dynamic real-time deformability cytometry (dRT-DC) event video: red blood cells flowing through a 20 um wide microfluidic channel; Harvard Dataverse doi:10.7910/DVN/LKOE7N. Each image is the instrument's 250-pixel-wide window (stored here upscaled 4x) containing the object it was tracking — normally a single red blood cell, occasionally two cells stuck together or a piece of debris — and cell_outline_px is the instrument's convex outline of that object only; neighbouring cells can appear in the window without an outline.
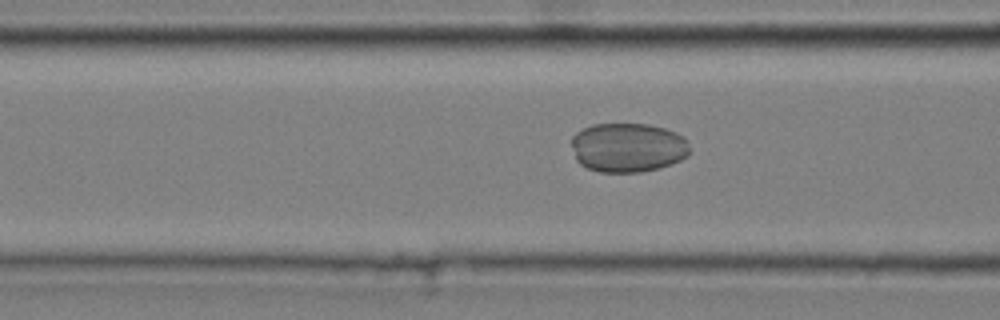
{"species": "common noctule bat (a hibernating species)", "species_latin": "Nyctalus noctula", "temperature_condition": "cold", "stored_images_in_passage": 27, "camera_frame_rate_fps": 3000, "um_per_image_px": 0.085, "animal": {"sex": "male", "body_mass_g": 20.4}, "frame": {"image": 1, "passage_image": 17, "time_ms": 5.333, "image_size_px": [1000, 320], "cell_outline_px": [[692, 152], [688, 156], [672, 164], [640, 172], [600, 172], [588, 168], [580, 164], [576, 160], [572, 144], [572, 136], [576, 132], [592, 124], [648, 124], [664, 128], [676, 132], [684, 136], [688, 140]], "centroid_in_image_um": [53.41, 12.53], "position_along_channel_um": 113.2, "area_um2": 34.28}}
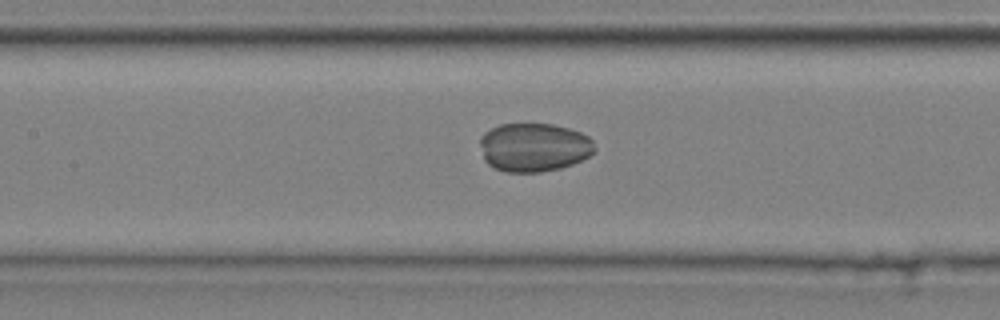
{"frame": {"image": 2, "passage_image": 21, "time_ms": 6.667, "image_size_px": [1000, 320], "cell_outline_px": [[596, 152], [572, 164], [560, 168], [540, 172], [508, 172], [496, 168], [488, 164], [484, 160], [480, 144], [480, 136], [484, 132], [500, 124], [552, 124], [568, 128], [580, 132], [588, 136], [592, 140], [596, 148]], "centroid_in_image_um": [45.39, 12.52], "position_along_channel_um": 162.0, "area_um2": 32.54}}
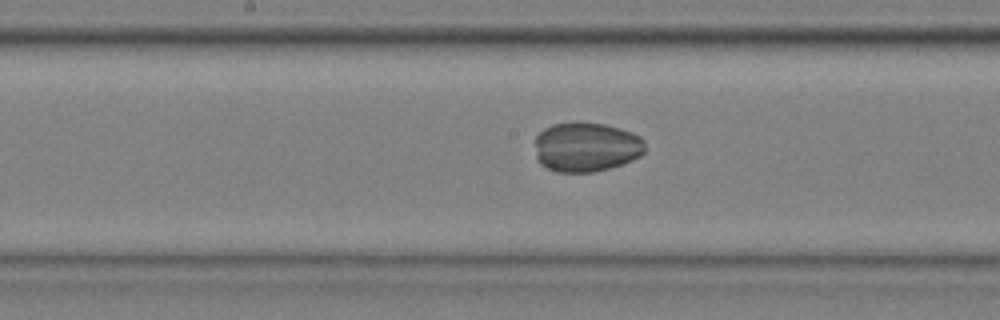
{"frame": {"image": 3, "passage_image": 24, "time_ms": 7.667, "image_size_px": [1000, 320], "cell_outline_px": [[644, 152], [640, 156], [632, 160], [608, 168], [592, 172], [556, 172], [540, 164], [536, 156], [536, 136], [544, 128], [552, 124], [576, 120], [604, 124], [620, 128], [632, 132], [640, 136], [644, 140]], "centroid_in_image_um": [49.81, 12.47], "position_along_channel_um": 198.4, "area_um2": 32.14}}